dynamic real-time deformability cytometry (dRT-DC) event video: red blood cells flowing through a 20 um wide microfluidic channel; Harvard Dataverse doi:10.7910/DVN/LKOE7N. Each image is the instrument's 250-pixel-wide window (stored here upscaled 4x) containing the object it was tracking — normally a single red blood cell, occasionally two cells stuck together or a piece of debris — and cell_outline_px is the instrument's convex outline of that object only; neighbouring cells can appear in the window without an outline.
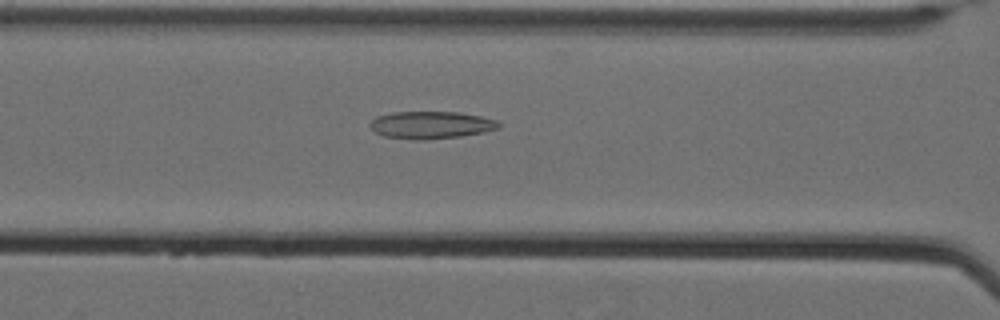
{"species": "Egyptian fruit bat (a non-hibernating species)", "species_latin": "Rousettus aegyptiacus", "temperature_condition": "cold", "stored_images_in_passage": 35, "camera_frame_rate_fps": 3000, "um_per_image_px": 0.085, "animal": {"sex": "female"}, "frame": {"image": 1, "passage_image": 9, "time_ms": 2.667, "image_size_px": [1000, 320], "cell_outline_px": [[500, 128], [460, 136], [424, 140], [416, 140], [384, 136], [376, 132], [368, 124], [376, 116], [392, 112], [456, 112], [480, 116], [496, 120], [500, 124]], "centroid_in_image_um": [36.6, 10.62], "position_along_channel_um": 130.0, "area_um2": 20.35}}
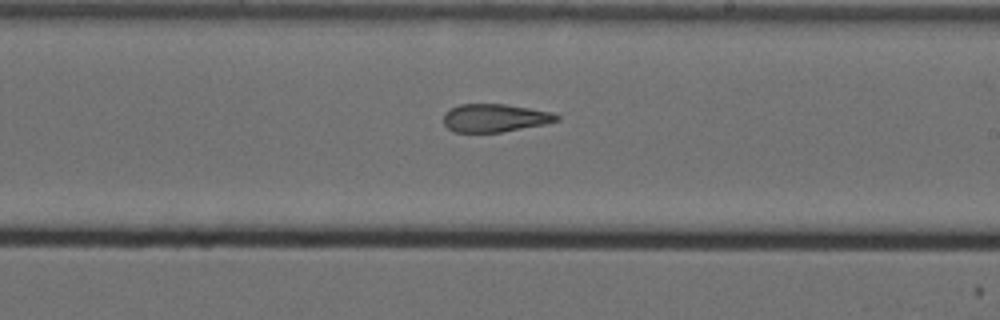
{"frame": {"image": 2, "passage_image": 19, "time_ms": 6.0, "image_size_px": [1000, 320], "cell_outline_px": [[560, 120], [544, 124], [500, 132], [452, 132], [444, 124], [444, 112], [460, 104], [504, 104], [552, 112], [560, 116]], "centroid_in_image_um": [42.05, 10.02], "position_along_channel_um": 247.0, "area_um2": 18.38}}
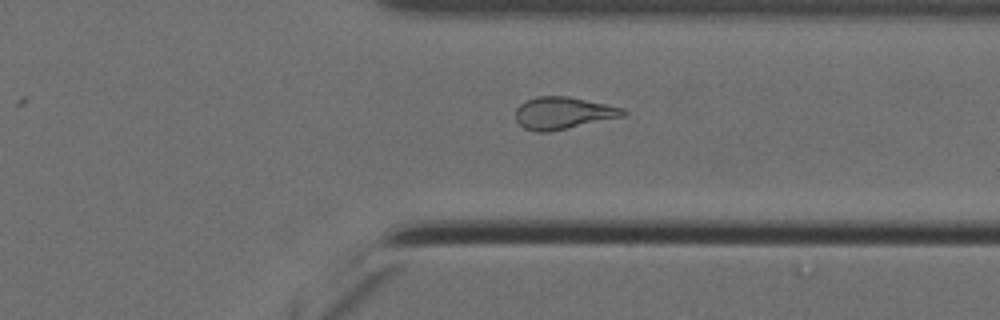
{"frame": {"image": 3, "passage_image": 29, "time_ms": 9.333, "image_size_px": [1000, 320], "cell_outline_px": [[628, 112], [624, 116], [548, 132], [536, 132], [524, 128], [516, 120], [516, 108], [520, 104], [536, 96], [568, 96], [624, 108]], "centroid_in_image_um": [47.86, 9.6], "position_along_channel_um": 363.5, "area_um2": 20.0}, "authors_computed_cell_mechanics": {"area_um2": 19.7676, "velocity_mm_per_s": 3.5091, "shape_relaxation_time_tau1_ms": null, "shape_relaxation_time_tau2_ms": 4.6145, "deformation_change_tau1": null, "deformation_change_tau2": 0.145}}